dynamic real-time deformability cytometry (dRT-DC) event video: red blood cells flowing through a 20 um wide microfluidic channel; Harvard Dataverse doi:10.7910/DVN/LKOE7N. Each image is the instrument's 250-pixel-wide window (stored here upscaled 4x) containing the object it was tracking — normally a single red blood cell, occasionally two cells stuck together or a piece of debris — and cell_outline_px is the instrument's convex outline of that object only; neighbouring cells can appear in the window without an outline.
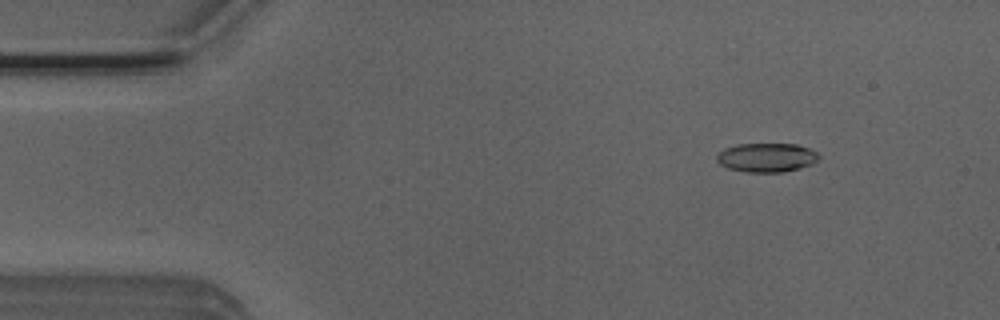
{"species": "Egyptian fruit bat (a non-hibernating species)", "species_latin": "Rousettus aegyptiacus", "temperature_condition": "room temperature", "stored_images_in_passage": 40, "camera_frame_rate_fps": 3000, "um_per_image_px": 0.085, "animal": {"sex": "male"}, "frame": {"image": 1, "passage_image": 6, "time_ms": 1.667, "image_size_px": [1000, 320], "cell_outline_px": [[820, 156], [812, 164], [800, 168], [784, 172], [748, 172], [728, 168], [720, 164], [716, 160], [716, 156], [724, 148], [736, 144], [796, 144], [808, 148], [816, 152]], "centroid_in_image_um": [65.15, 13.39], "position_along_channel_um": 19.9, "area_um2": 17.22}}
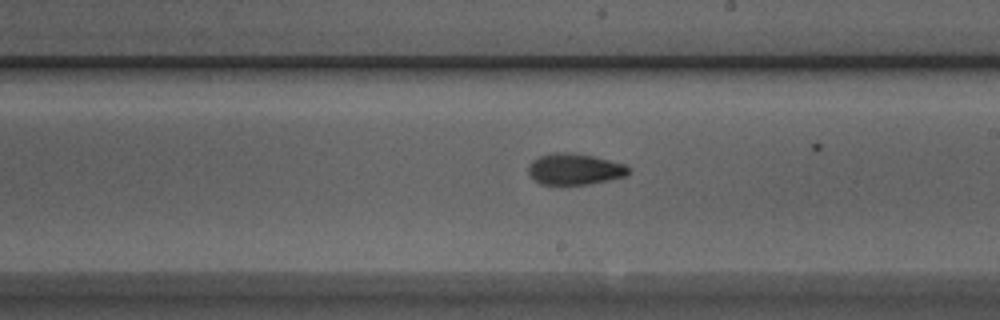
{"frame": {"image": 2, "passage_image": 29, "time_ms": 9.333, "image_size_px": [1000, 320], "cell_outline_px": [[632, 168], [624, 176], [608, 180], [588, 184], [540, 184], [528, 172], [528, 164], [532, 160], [540, 156], [552, 152], [576, 152], [624, 164]], "centroid_in_image_um": [48.82, 14.36], "position_along_channel_um": 240.2, "area_um2": 18.15}}
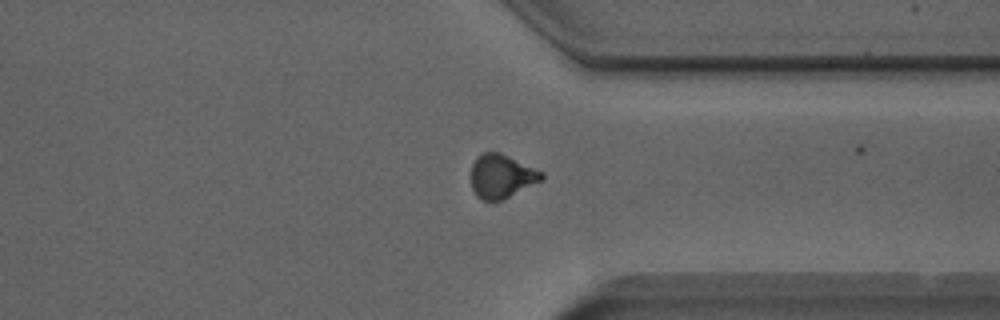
{"frame": {"image": 3, "passage_image": 39, "time_ms": 12.667, "image_size_px": [1000, 320], "cell_outline_px": [[544, 176], [540, 180], [500, 200], [480, 200], [476, 196], [472, 188], [472, 164], [476, 156], [484, 152], [500, 152], [544, 172]], "centroid_in_image_um": [42.59, 14.95], "position_along_channel_um": 368.8, "area_um2": 17.63}}